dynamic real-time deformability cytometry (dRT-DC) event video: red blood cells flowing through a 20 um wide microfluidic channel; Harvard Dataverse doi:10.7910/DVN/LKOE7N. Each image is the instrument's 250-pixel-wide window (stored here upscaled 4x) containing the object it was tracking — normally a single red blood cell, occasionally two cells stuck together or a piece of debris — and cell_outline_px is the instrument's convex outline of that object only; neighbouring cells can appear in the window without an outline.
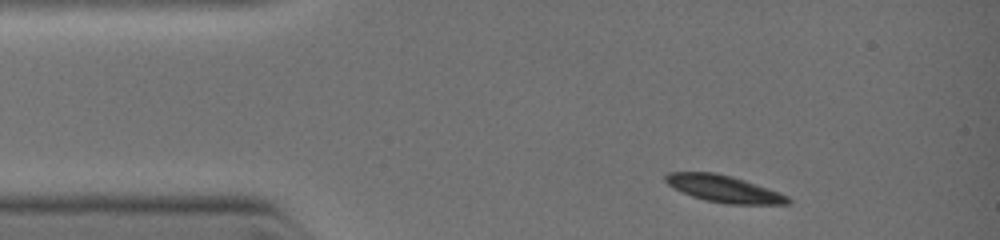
{"species": "common noctule bat (a hibernating species)", "species_latin": "Nyctalus noctula", "temperature_condition": "warm", "stored_images_in_passage": 7, "camera_frame_rate_fps": 3000, "um_per_image_px": 0.085, "animal": {"sex": "female", "body_mass_g": 19.0, "forearm_length_mm": 51.5}, "frame": {"image": 1, "passage_image": 1, "time_ms": 0.0, "image_size_px": [1000, 240], "cell_outline_px": [[792, 204], [728, 204], [704, 200], [692, 196], [672, 188], [664, 180], [664, 176], [668, 172], [712, 172], [732, 176], [744, 180], [788, 196], [792, 200]], "centroid_in_image_um": [61.49, 16.05], "position_along_channel_um": 23.5, "area_um2": 19.13}}
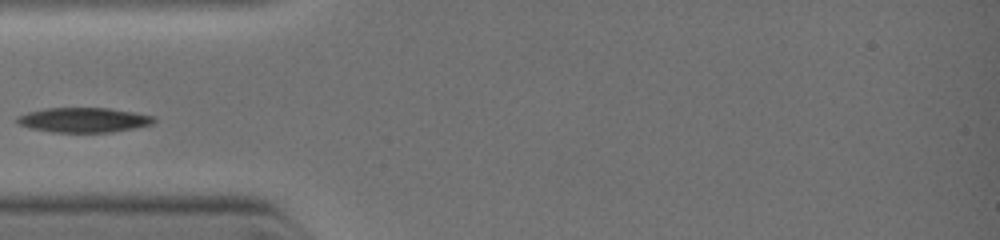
{"frame": {"image": 2, "passage_image": 5, "time_ms": 2.0, "image_size_px": [1000, 240], "cell_outline_px": [[156, 120], [152, 124], [112, 132], [52, 132], [28, 128], [20, 124], [16, 120], [16, 116], [28, 112], [48, 108], [108, 108], [156, 116]], "centroid_in_image_um": [7.1, 10.2], "position_along_channel_um": 77.9, "area_um2": 19.65}}
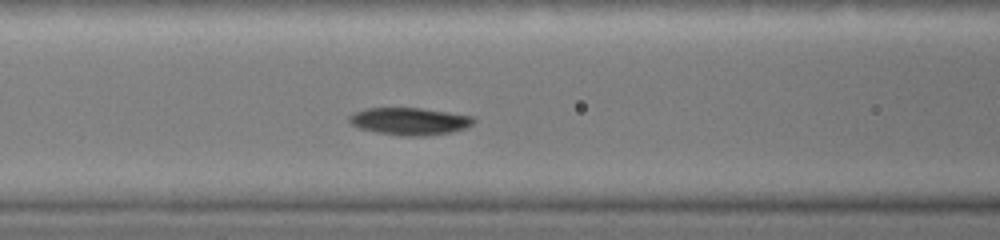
{"frame": {"image": 3, "passage_image": 7, "time_ms": 3.0, "image_size_px": [1000, 240], "cell_outline_px": [[476, 120], [472, 124], [464, 128], [452, 132], [424, 136], [404, 136], [376, 132], [360, 128], [352, 124], [348, 120], [348, 116], [364, 108], [420, 108], [448, 112], [472, 116]], "centroid_in_image_um": [34.81, 10.3], "position_along_channel_um": 131.8, "area_um2": 19.71}}